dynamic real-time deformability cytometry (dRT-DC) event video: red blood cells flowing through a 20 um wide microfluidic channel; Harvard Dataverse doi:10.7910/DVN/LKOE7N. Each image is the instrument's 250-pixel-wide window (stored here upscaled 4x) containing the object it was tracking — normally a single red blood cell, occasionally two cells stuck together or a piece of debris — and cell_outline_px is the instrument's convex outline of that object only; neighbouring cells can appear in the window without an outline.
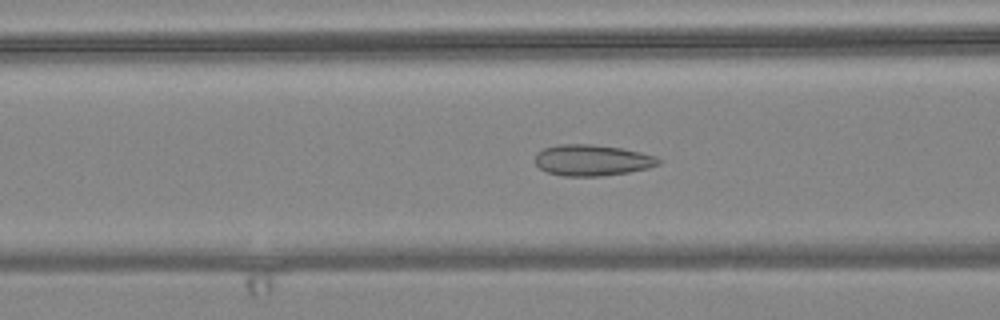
{"species": "common noctule bat (a hibernating species)", "species_latin": "Nyctalus noctula", "temperature_condition": "warm", "stored_images_in_passage": 55, "camera_frame_rate_fps": 3000, "um_per_image_px": 0.085, "animal": {"sex": "female", "body_mass_g": 24.6, "forearm_length_mm": 56.2}, "frame": {"image": 1, "passage_image": 21, "time_ms": 6.667, "image_size_px": [1000, 320], "cell_outline_px": [[660, 164], [648, 168], [628, 172], [600, 176], [560, 176], [548, 172], [540, 168], [536, 164], [536, 152], [544, 148], [556, 144], [592, 144], [620, 148], [640, 152], [656, 156], [660, 160]], "centroid_in_image_um": [50.31, 13.61], "position_along_channel_um": 116.3, "area_um2": 22.37}}
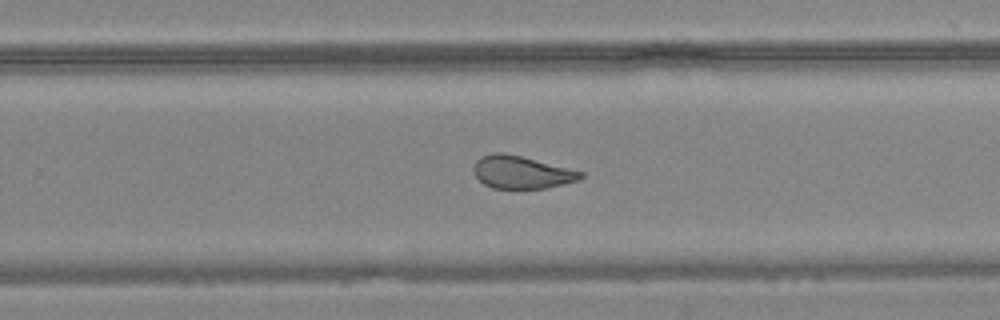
{"frame": {"image": 2, "passage_image": 35, "time_ms": 11.333, "image_size_px": [1000, 320], "cell_outline_px": [[584, 176], [576, 180], [544, 188], [492, 188], [484, 184], [472, 172], [472, 168], [476, 160], [480, 156], [492, 152], [504, 152], [584, 172]], "centroid_in_image_um": [44.25, 14.62], "position_along_channel_um": 285.6, "area_um2": 20.17}}
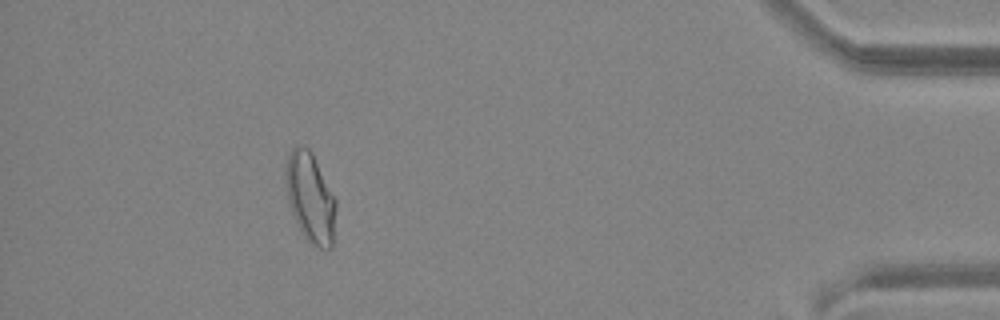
{"frame": {"image": 3, "passage_image": 50, "time_ms": 16.333, "image_size_px": [1000, 320], "cell_outline_px": [[336, 208], [332, 248], [320, 248], [312, 244], [304, 236], [296, 224], [288, 204], [284, 172], [288, 156], [292, 148], [296, 144], [300, 144], [308, 148], [312, 152], [336, 200]], "centroid_in_image_um": [26.35, 16.78], "position_along_channel_um": 408.8, "area_um2": 26.47}, "authors_computed_cell_mechanics": {"area_um2": 23.1778, "velocity_mm_per_s": 3.6417, "shape_relaxation_time_tau1_ms": null, "shape_relaxation_time_tau2_ms": 1.1777, "deformation_change_tau1": null, "deformation_change_tau2": 0.0819}}